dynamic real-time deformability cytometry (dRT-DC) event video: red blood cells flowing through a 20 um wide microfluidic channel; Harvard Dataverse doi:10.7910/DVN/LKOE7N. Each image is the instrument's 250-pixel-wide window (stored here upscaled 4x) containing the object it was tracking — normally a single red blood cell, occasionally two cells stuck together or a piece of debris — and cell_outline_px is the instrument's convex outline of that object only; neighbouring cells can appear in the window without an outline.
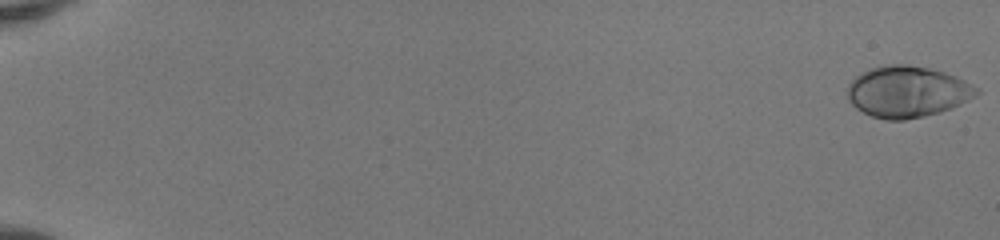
{"species": "human", "species_latin": "Homo sapiens", "temperature_condition": "room temperature", "stored_images_in_passage": 52, "camera_frame_rate_fps": 3000, "um_per_image_px": 0.085, "donor": {"sex": "female"}, "frame": {"image": 1, "passage_image": 1, "time_ms": 0.0, "image_size_px": [1000, 240], "cell_outline_px": [[980, 92], [976, 96], [952, 108], [940, 112], [924, 116], [904, 120], [888, 120], [872, 116], [856, 108], [848, 100], [848, 84], [856, 76], [872, 68], [884, 64], [908, 64], [928, 68], [944, 72], [956, 76], [980, 88]], "centroid_in_image_um": [77.15, 7.79], "position_along_channel_um": 7.9, "area_um2": 38.61}}
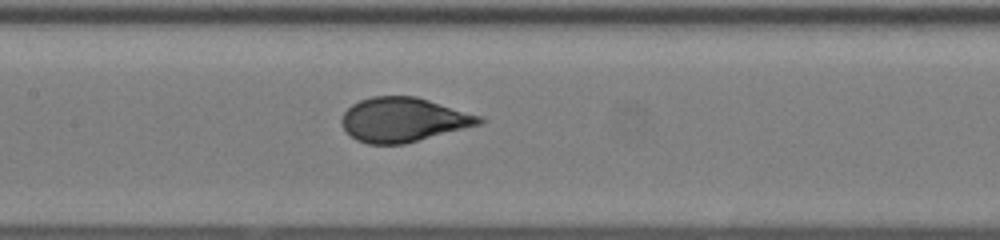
{"frame": {"image": 2, "passage_image": 28, "time_ms": 9.0, "image_size_px": [1000, 240], "cell_outline_px": [[484, 120], [480, 124], [404, 144], [368, 144], [356, 140], [340, 124], [340, 120], [344, 112], [352, 104], [360, 100], [372, 96], [416, 96], [480, 116]], "centroid_in_image_um": [34.23, 10.17], "position_along_channel_um": 173.2, "area_um2": 35.2}}
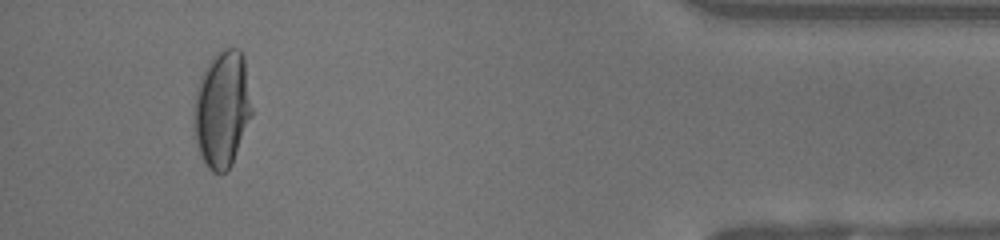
{"frame": {"image": 3, "passage_image": 49, "time_ms": 16.0, "image_size_px": [1000, 240], "cell_outline_px": [[252, 116], [232, 164], [224, 172], [212, 172], [208, 168], [200, 152], [196, 140], [192, 108], [196, 88], [200, 76], [204, 68], [212, 56], [216, 52], [224, 48], [240, 48], [244, 56], [252, 108]], "centroid_in_image_um": [18.87, 9.22], "position_along_channel_um": 416.3, "area_um2": 39.71}, "authors_computed_cell_mechanics": {"area_um2": 36.125, "velocity_mm_per_s": 4.1625, "shape_relaxation_time_tau1_ms": 3.8228, "shape_relaxation_time_tau2_ms": null, "deformation_change_tau1": 0.2072, "deformation_change_tau2": null}}